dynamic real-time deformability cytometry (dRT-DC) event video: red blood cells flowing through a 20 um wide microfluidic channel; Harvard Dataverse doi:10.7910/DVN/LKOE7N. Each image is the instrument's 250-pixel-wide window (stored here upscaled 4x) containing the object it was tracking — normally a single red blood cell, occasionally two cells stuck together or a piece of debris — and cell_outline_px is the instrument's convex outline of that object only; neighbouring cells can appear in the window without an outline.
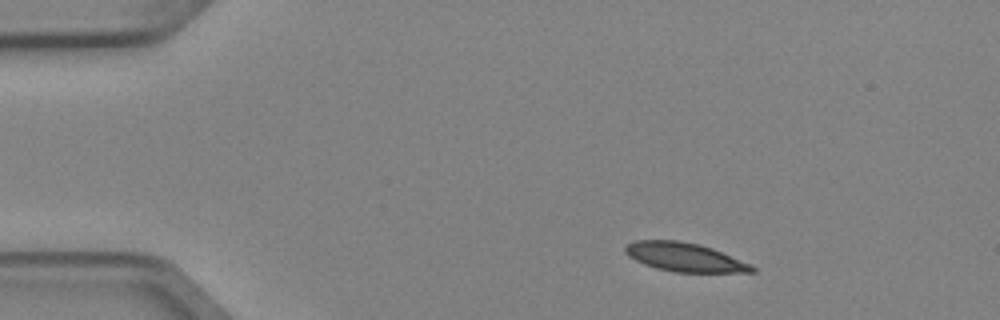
{"species": "Egyptian fruit bat (a non-hibernating species)", "species_latin": "Rousettus aegyptiacus", "temperature_condition": "cold", "stored_images_in_passage": 2, "camera_frame_rate_fps": 3000, "um_per_image_px": 0.085, "animal": {"sex": "female"}, "frame": {"image": 1, "passage_image": 1, "time_ms": 0.0, "image_size_px": [1000, 320], "cell_outline_px": [[756, 272], [676, 272], [656, 268], [644, 264], [628, 256], [624, 252], [624, 248], [628, 244], [636, 240], [680, 240], [700, 244], [712, 248], [752, 264], [756, 268]], "centroid_in_image_um": [58.21, 21.85], "position_along_channel_um": 26.8, "area_um2": 21.33}}